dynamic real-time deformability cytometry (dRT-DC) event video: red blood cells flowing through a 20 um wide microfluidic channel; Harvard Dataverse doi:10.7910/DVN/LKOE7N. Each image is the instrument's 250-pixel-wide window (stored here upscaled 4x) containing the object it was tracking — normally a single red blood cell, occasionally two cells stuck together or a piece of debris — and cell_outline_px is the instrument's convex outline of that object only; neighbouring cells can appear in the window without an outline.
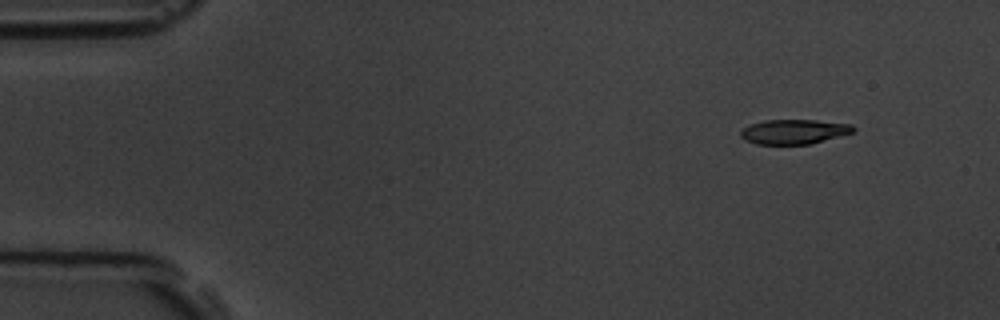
{"species": "common noctule bat (a hibernating species)", "species_latin": "Nyctalus noctula", "temperature_condition": "room temperature", "stored_images_in_passage": 3, "camera_frame_rate_fps": 3000, "um_per_image_px": 0.085, "animal": {"sex": "male", "body_mass_g": 19.5, "forearm_length_mm": 54.6}, "frame": {"image": 1, "passage_image": 1, "time_ms": 0.0, "image_size_px": [1000, 320], "cell_outline_px": [[856, 132], [808, 144], [756, 144], [744, 140], [740, 136], [740, 132], [744, 128], [752, 124], [764, 120], [816, 120], [852, 124], [856, 128]], "centroid_in_image_um": [67.52, 11.19], "position_along_channel_um": 17.5, "area_um2": 16.18}}